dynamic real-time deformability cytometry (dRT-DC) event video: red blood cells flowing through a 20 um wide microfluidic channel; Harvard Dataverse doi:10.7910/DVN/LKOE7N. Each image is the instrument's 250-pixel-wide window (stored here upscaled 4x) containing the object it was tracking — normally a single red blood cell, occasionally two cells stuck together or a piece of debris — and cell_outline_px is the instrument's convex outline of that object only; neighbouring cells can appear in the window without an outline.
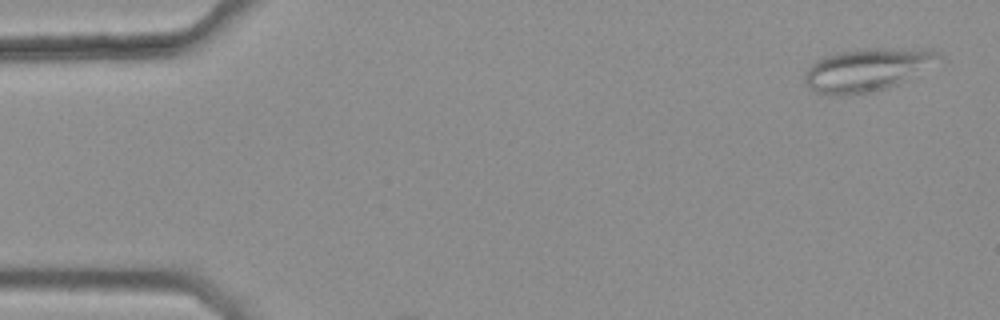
{"species": "common noctule bat (a hibernating species)", "species_latin": "Nyctalus noctula", "temperature_condition": "warm", "stored_images_in_passage": 7, "camera_frame_rate_fps": 3000, "um_per_image_px": 0.085, "animal": {"sex": "female", "body_mass_g": 25.1}, "frame": {"image": 1, "passage_image": 2, "time_ms": 0.333, "image_size_px": [1000, 320], "cell_outline_px": [[944, 56], [900, 84], [888, 88], [868, 92], [840, 96], [816, 92], [808, 88], [804, 80], [804, 72], [816, 60], [824, 56], [836, 52], [864, 48], [936, 48]], "centroid_in_image_um": [73.71, 5.9], "position_along_channel_um": 11.3, "area_um2": 33.81}}